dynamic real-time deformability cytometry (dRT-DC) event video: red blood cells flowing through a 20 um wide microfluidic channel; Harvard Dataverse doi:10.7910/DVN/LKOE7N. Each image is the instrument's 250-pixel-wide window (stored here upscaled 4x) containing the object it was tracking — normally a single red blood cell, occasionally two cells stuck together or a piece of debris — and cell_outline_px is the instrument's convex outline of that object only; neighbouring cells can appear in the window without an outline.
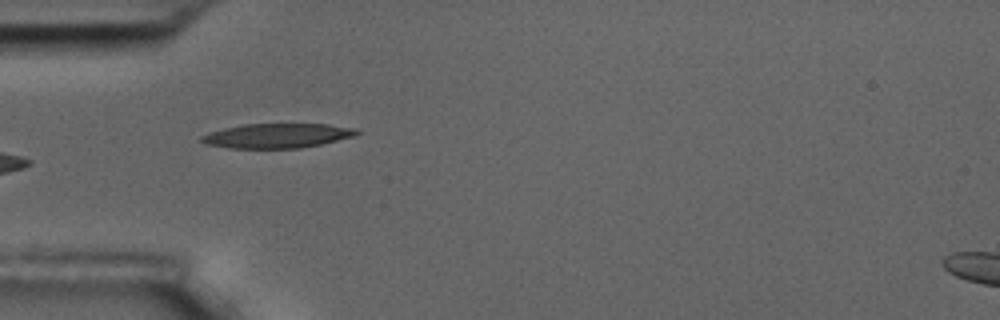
{"species": "common noctule bat (a hibernating species)", "species_latin": "Nyctalus noctula", "temperature_condition": "room temperature", "stored_images_in_passage": 6, "camera_frame_rate_fps": 3000, "um_per_image_px": 0.085, "animal": {"sex": "male", "body_mass_g": 17.5, "forearm_length_mm": 52.3}, "frame": {"image": 1, "passage_image": 5, "time_ms": 1.333, "image_size_px": [1000, 320], "cell_outline_px": [[360, 132], [356, 136], [320, 144], [300, 148], [228, 148], [204, 144], [200, 140], [200, 136], [208, 132], [224, 128], [244, 124], [328, 124], [356, 128]], "centroid_in_image_um": [23.54, 11.53], "position_along_channel_um": 61.5, "area_um2": 22.31}}